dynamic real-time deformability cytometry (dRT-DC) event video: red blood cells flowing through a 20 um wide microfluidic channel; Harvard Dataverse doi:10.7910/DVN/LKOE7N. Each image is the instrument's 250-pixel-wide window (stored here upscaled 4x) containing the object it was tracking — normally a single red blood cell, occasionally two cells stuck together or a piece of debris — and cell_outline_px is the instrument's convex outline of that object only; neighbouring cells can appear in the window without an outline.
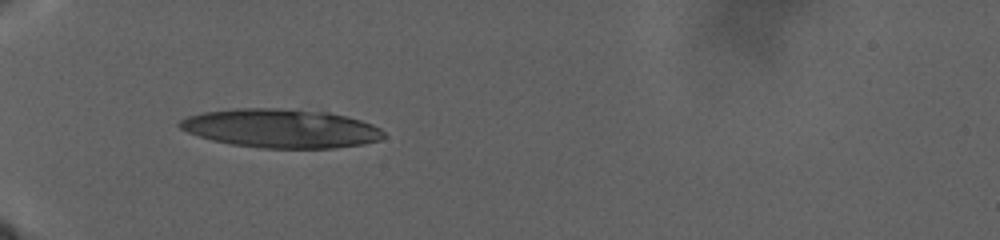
{"species": "human", "species_latin": "Homo sapiens", "temperature_condition": "warm", "stored_images_in_passage": 66, "camera_frame_rate_fps": 3000, "um_per_image_px": 0.085, "donor": {"sex": "male"}, "frame": {"image": 1, "passage_image": 1, "time_ms": 0.0, "image_size_px": [1000, 240], "cell_outline_px": [[384, 136], [380, 140], [364, 144], [332, 148], [260, 148], [232, 144], [212, 140], [188, 132], [180, 128], [176, 124], [180, 120], [188, 116], [204, 112], [236, 108], [280, 108], [328, 112], [348, 116], [372, 124], [380, 128], [384, 132]], "centroid_in_image_um": [23.9, 10.91], "position_along_channel_um": 61.1, "area_um2": 46.18}}
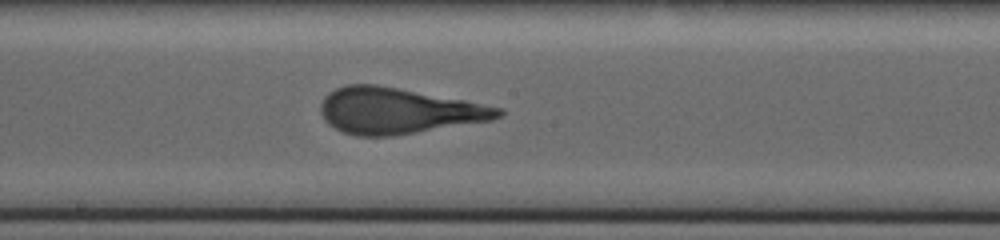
{"frame": {"image": 2, "passage_image": 38, "time_ms": 9.333, "image_size_px": [1000, 240], "cell_outline_px": [[504, 112], [500, 116], [492, 120], [392, 136], [356, 136], [344, 132], [328, 124], [324, 120], [320, 112], [320, 104], [324, 96], [328, 92], [336, 88], [348, 84], [376, 84], [464, 100], [504, 108]], "centroid_in_image_um": [33.81, 9.41], "position_along_channel_um": 214.4, "area_um2": 47.45}}
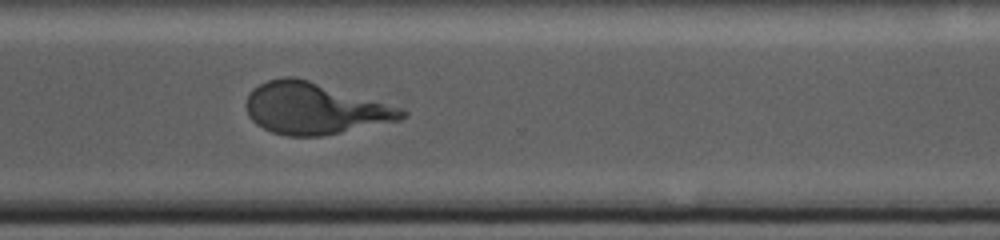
{"frame": {"image": 3, "passage_image": 65, "time_ms": 16.333, "image_size_px": [1000, 240], "cell_outline_px": [[408, 116], [400, 120], [320, 136], [288, 136], [272, 132], [256, 124], [248, 116], [244, 104], [252, 88], [268, 80], [284, 76], [292, 76], [308, 80], [404, 108], [408, 112]], "centroid_in_image_um": [26.73, 9.22], "position_along_channel_um": 343.9, "area_um2": 46.59}}